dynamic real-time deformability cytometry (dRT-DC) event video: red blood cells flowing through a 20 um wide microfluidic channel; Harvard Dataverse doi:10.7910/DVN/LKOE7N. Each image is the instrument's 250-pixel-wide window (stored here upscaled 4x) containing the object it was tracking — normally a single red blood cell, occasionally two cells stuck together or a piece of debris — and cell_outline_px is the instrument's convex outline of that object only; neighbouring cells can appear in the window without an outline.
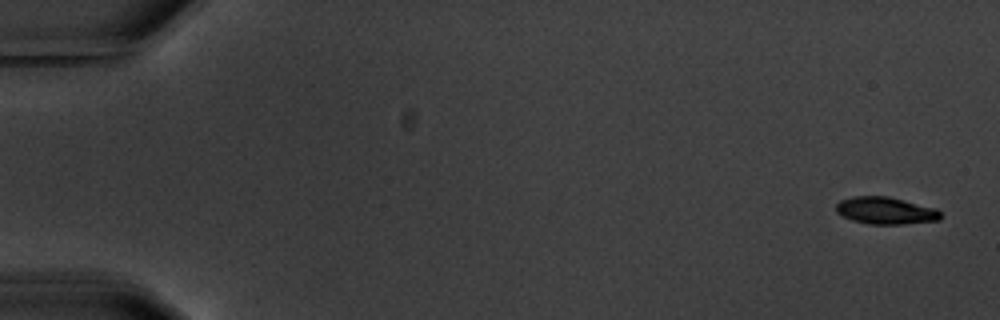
{"species": "common noctule bat (a hibernating species)", "species_latin": "Nyctalus noctula", "temperature_condition": "warm", "stored_images_in_passage": 8, "camera_frame_rate_fps": 3000, "um_per_image_px": 0.085, "animal": {"sex": "male", "body_mass_g": 20.1, "forearm_length_mm": 53.5}, "frame": {"image": 1, "passage_image": 1, "time_ms": 0.0, "image_size_px": [1000, 320], "cell_outline_px": [[940, 220], [904, 224], [868, 224], [852, 220], [836, 212], [836, 204], [840, 200], [852, 196], [888, 196], [936, 208], [940, 212]], "centroid_in_image_um": [75.26, 17.9], "position_along_channel_um": 9.7, "area_um2": 16.53}}